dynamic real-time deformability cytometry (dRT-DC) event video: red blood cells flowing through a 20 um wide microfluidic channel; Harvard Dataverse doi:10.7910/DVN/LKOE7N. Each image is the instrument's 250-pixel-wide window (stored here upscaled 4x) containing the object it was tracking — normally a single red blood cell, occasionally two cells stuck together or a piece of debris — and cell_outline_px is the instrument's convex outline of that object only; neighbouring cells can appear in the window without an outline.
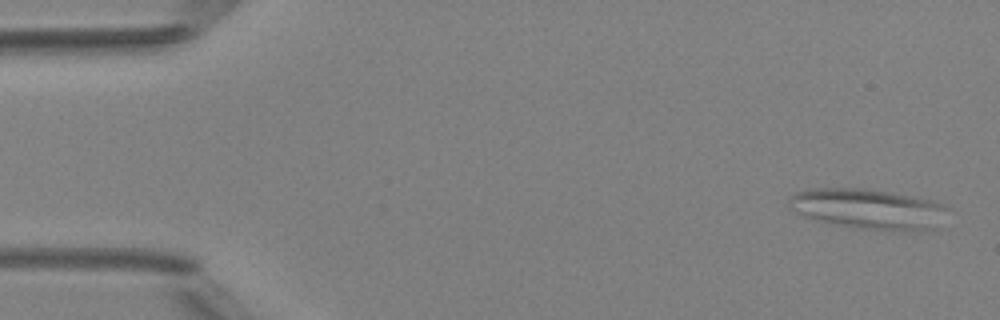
{"species": "Egyptian fruit bat (a non-hibernating species)", "species_latin": "Rousettus aegyptiacus", "temperature_condition": "room temperature", "stored_images_in_passage": 6, "camera_frame_rate_fps": 3000, "um_per_image_px": 0.085, "animal": {"sex": "female"}, "frame": {"image": 1, "passage_image": 1, "time_ms": 0.0, "image_size_px": [1000, 320], "cell_outline_px": [[944, 208], [936, 228], [904, 232], [892, 232], [860, 228], [820, 220], [796, 212], [788, 208], [788, 196], [796, 192], [808, 188], [864, 188], [892, 192], [912, 196], [928, 200], [940, 204]], "centroid_in_image_um": [73.72, 17.75], "position_along_channel_um": 11.3, "area_um2": 36.82}}
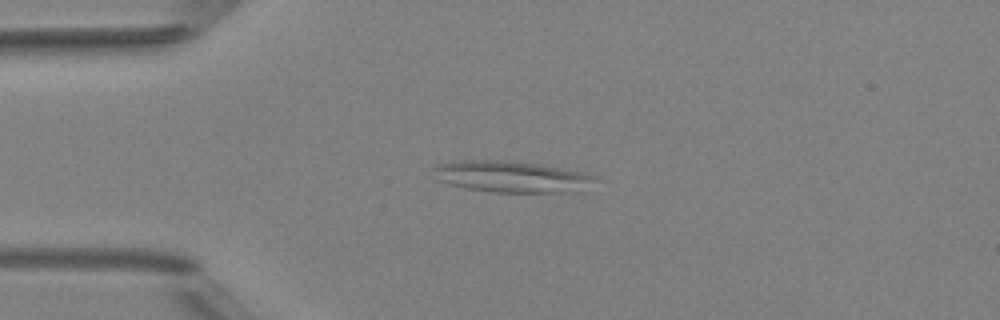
{"frame": {"image": 2, "passage_image": 4, "time_ms": 3.333, "image_size_px": [1000, 320], "cell_outline_px": [[596, 176], [576, 192], [492, 192], [464, 188], [432, 180], [432, 168], [436, 164], [464, 160], [500, 160], [540, 164], [584, 172]], "centroid_in_image_um": [43.31, 15.01], "position_along_channel_um": 41.7, "area_um2": 29.59}}